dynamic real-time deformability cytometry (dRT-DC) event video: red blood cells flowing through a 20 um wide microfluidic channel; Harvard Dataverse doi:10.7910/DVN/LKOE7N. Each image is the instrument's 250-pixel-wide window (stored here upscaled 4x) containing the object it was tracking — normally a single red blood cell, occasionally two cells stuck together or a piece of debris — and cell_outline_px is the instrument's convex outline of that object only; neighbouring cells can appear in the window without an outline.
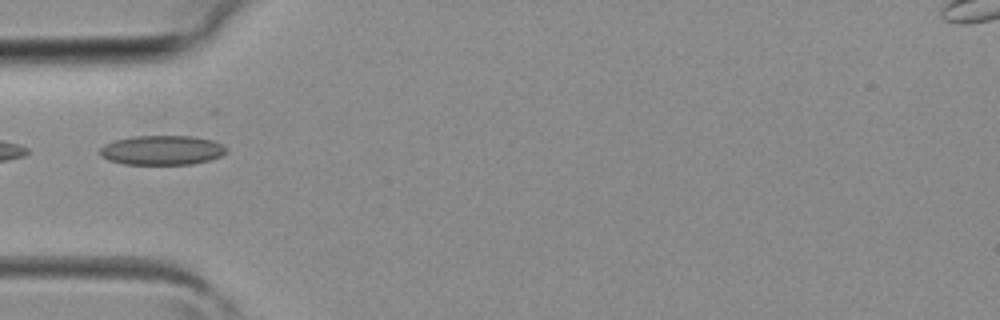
{"species": "common noctule bat (a hibernating species)", "species_latin": "Nyctalus noctula", "temperature_condition": "room temperature", "stored_images_in_passage": 3, "camera_frame_rate_fps": 3000, "um_per_image_px": 0.085, "animal": {"sex": "female", "body_mass_g": 19.3, "forearm_length_mm": 54.1}, "frame": {"image": 1, "passage_image": 3, "time_ms": 0.667, "image_size_px": [1000, 320], "cell_outline_px": [[228, 148], [220, 156], [208, 160], [192, 164], [124, 164], [108, 160], [100, 156], [100, 148], [104, 144], [116, 140], [132, 136], [192, 136], [212, 140]], "centroid_in_image_um": [13.73, 12.76], "position_along_channel_um": 71.3, "area_um2": 21.62}}